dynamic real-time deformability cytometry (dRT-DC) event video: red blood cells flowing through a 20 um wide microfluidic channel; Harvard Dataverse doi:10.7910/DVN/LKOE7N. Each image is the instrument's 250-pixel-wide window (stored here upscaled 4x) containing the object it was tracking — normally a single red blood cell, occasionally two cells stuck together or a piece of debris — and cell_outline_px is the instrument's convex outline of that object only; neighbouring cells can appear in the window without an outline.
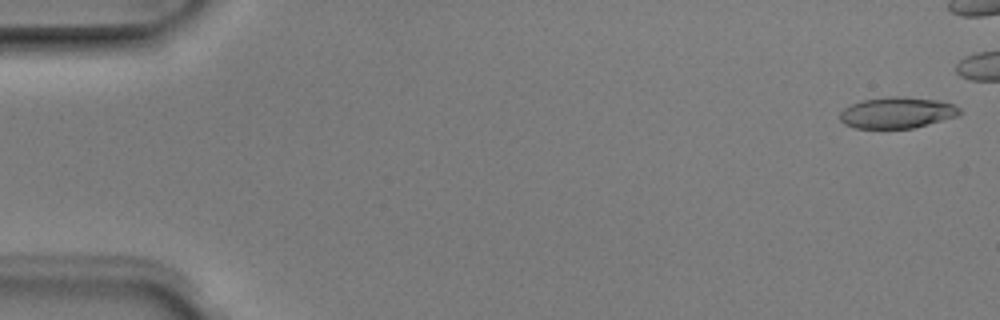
{"species": "Egyptian fruit bat (a non-hibernating species)", "species_latin": "Rousettus aegyptiacus", "temperature_condition": "room temperature", "stored_images_in_passage": 6, "camera_frame_rate_fps": 3000, "um_per_image_px": 0.085, "animal": {"sex": "male"}, "frame": {"image": 1, "passage_image": 1, "time_ms": 0.0, "image_size_px": [1000, 320], "cell_outline_px": [[960, 112], [956, 116], [912, 128], [856, 128], [844, 124], [840, 120], [840, 112], [844, 108], [852, 104], [864, 100], [892, 96], [896, 96], [936, 100], [952, 104], [960, 108]], "centroid_in_image_um": [76.21, 9.58], "position_along_channel_um": 8.8, "area_um2": 21.33}}